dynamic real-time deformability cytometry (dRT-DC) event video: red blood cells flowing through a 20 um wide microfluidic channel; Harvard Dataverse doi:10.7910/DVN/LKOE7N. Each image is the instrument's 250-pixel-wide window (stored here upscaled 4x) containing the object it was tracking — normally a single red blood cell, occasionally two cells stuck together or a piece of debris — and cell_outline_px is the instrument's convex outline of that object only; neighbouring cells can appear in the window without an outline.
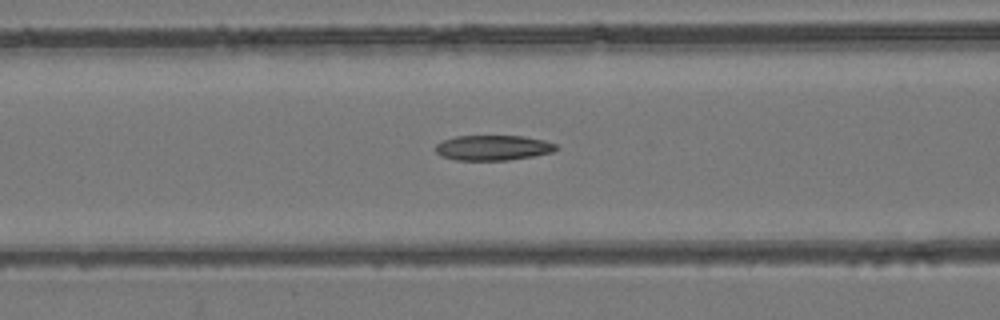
{"species": "common noctule bat (a hibernating species)", "species_latin": "Nyctalus noctula", "temperature_condition": "room temperature", "stored_images_in_passage": 53, "camera_frame_rate_fps": 3000, "um_per_image_px": 0.085, "animal": {"sex": "female", "body_mass_g": 24.6, "forearm_length_mm": 56.2}, "frame": {"image": 1, "passage_image": 22, "time_ms": 7.0, "image_size_px": [1000, 320], "cell_outline_px": [[560, 148], [552, 152], [532, 156], [508, 160], [456, 160], [440, 156], [436, 152], [436, 144], [444, 140], [456, 136], [524, 136], [544, 140], [556, 144]], "centroid_in_image_um": [41.91, 12.56], "position_along_channel_um": 124.7, "area_um2": 17.69}}
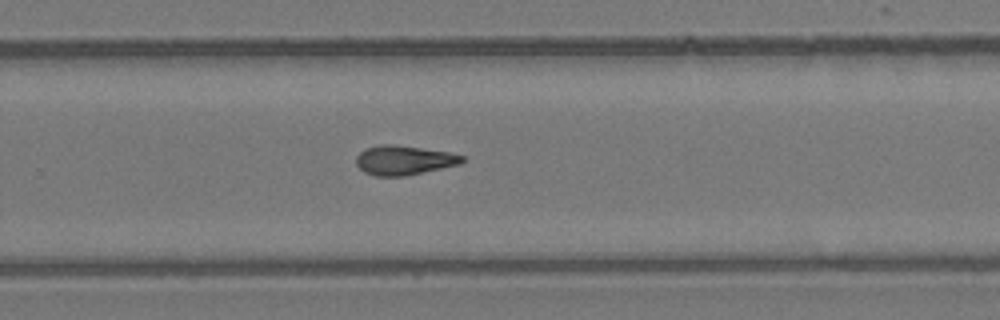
{"frame": {"image": 2, "passage_image": 35, "time_ms": 11.333, "image_size_px": [1000, 320], "cell_outline_px": [[464, 160], [460, 164], [404, 176], [376, 176], [364, 172], [356, 164], [356, 156], [364, 148], [380, 144], [392, 144], [452, 152], [464, 156]], "centroid_in_image_um": [34.32, 13.6], "position_along_channel_um": 295.5, "area_um2": 18.21}}
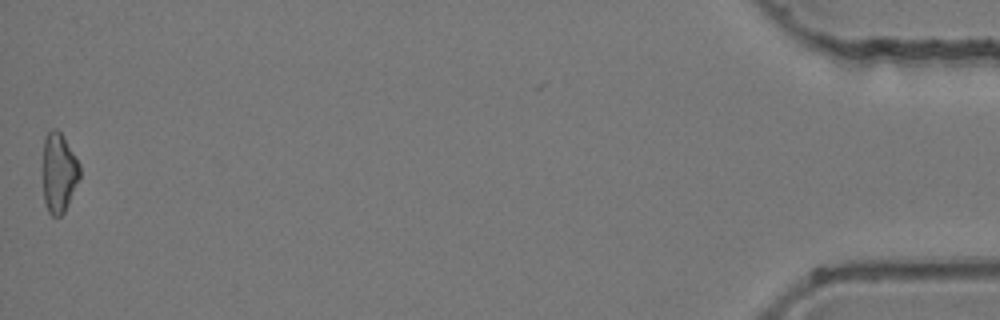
{"frame": {"image": 3, "passage_image": 53, "time_ms": 17.333, "image_size_px": [1000, 320], "cell_outline_px": [[80, 176], [68, 204], [64, 212], [60, 216], [52, 216], [48, 212], [44, 200], [44, 136], [52, 128], [56, 128], [64, 136], [80, 164]], "centroid_in_image_um": [5.01, 14.66], "position_along_channel_um": 430.2, "area_um2": 16.99}, "authors_computed_cell_mechanics": {"area_um2": 17.9758, "velocity_mm_per_s": 3.9475, "shape_relaxation_time_tau1_ms": null, "shape_relaxation_time_tau2_ms": 6.021, "deformation_change_tau1": null, "deformation_change_tau2": 0.1615}}